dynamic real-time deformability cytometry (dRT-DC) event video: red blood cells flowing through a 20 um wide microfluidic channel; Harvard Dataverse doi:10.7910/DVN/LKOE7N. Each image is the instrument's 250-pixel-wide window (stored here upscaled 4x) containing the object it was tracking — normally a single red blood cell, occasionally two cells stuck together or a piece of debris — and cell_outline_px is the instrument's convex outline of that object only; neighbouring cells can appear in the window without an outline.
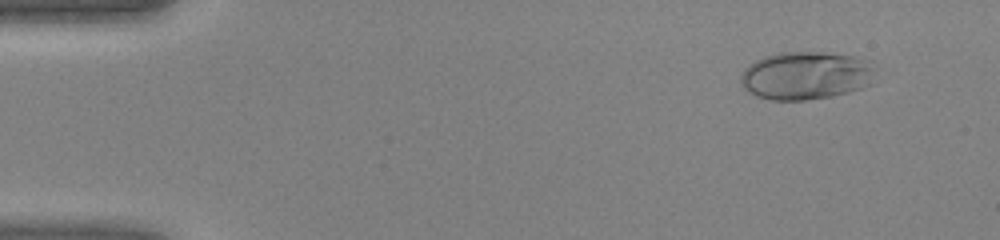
{"species": "human", "species_latin": "Homo sapiens", "temperature_condition": "warm", "stored_images_in_passage": 45, "camera_frame_rate_fps": 3000, "um_per_image_px": 0.085, "donor": {"sex": "female"}, "frame": {"image": 1, "passage_image": 4, "time_ms": 1.0, "image_size_px": [1000, 240], "cell_outline_px": [[872, 84], [848, 92], [832, 96], [804, 100], [772, 100], [756, 96], [748, 92], [744, 88], [740, 80], [740, 76], [744, 68], [748, 64], [764, 56], [780, 52], [820, 52], [852, 56], [872, 60]], "centroid_in_image_um": [68.47, 6.42], "position_along_channel_um": 16.5, "area_um2": 37.8}}
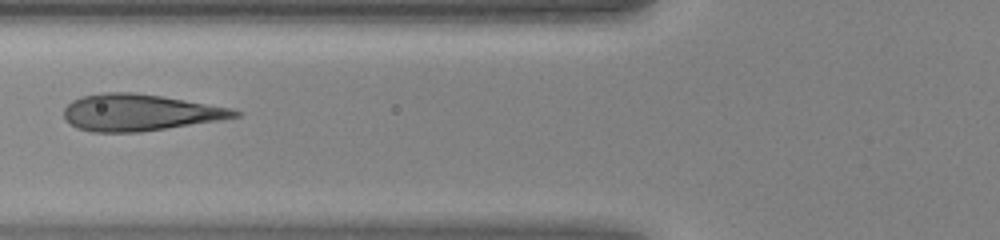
{"frame": {"image": 2, "passage_image": 18, "time_ms": 5.667, "image_size_px": [1000, 240], "cell_outline_px": [[244, 112], [240, 116], [220, 120], [140, 132], [92, 132], [76, 128], [64, 120], [64, 108], [72, 100], [80, 96], [100, 92], [132, 92], [160, 96], [232, 108]], "centroid_in_image_um": [11.83, 9.56], "position_along_channel_um": 114.0, "area_um2": 36.59}}
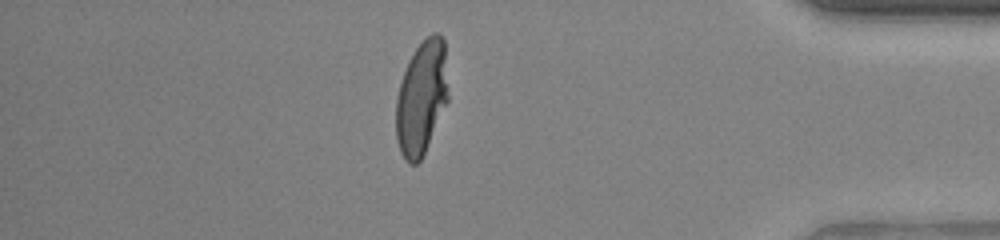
{"frame": {"image": 3, "passage_image": 39, "time_ms": 12.667, "image_size_px": [1000, 240], "cell_outline_px": [[448, 100], [424, 152], [420, 160], [416, 164], [408, 164], [404, 160], [400, 152], [396, 140], [396, 96], [408, 60], [416, 48], [432, 32], [440, 32], [444, 40], [448, 96]], "centroid_in_image_um": [35.81, 8.31], "position_along_channel_um": 399.4, "area_um2": 34.56}}